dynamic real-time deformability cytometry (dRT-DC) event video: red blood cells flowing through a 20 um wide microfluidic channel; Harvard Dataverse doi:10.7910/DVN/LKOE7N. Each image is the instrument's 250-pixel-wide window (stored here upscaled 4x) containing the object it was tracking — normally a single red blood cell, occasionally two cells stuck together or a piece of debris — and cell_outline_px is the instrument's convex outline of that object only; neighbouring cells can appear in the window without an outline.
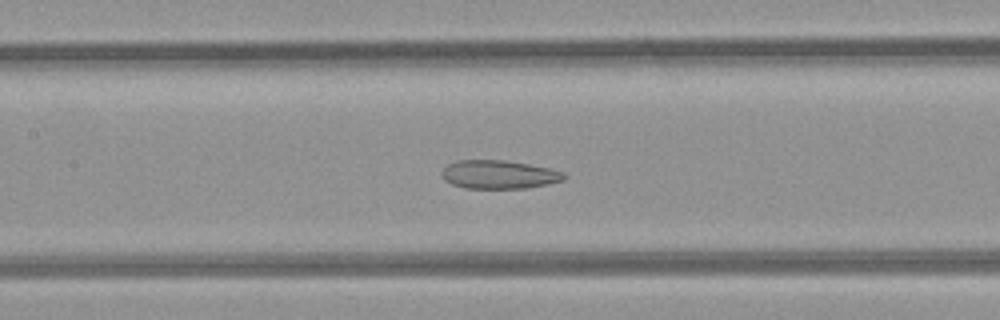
{"species": "common noctule bat (a hibernating species)", "species_latin": "Nyctalus noctula", "temperature_condition": "room temperature", "stored_images_in_passage": 43, "camera_frame_rate_fps": 3000, "um_per_image_px": 0.085, "animal": {"sex": "female", "body_mass_g": 21.9}, "frame": {"image": 1, "passage_image": 17, "time_ms": 5.333, "image_size_px": [1000, 320], "cell_outline_px": [[568, 176], [564, 180], [548, 184], [528, 188], [464, 188], [452, 184], [444, 180], [440, 176], [440, 172], [448, 164], [456, 160], [504, 160], [528, 164], [548, 168], [564, 172]], "centroid_in_image_um": [42.39, 14.83], "position_along_channel_um": 165.0, "area_um2": 20.46}}
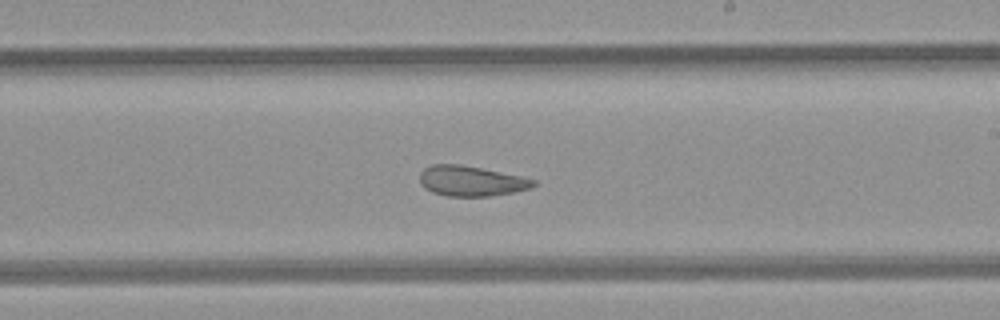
{"frame": {"image": 2, "passage_image": 23, "time_ms": 7.333, "image_size_px": [1000, 320], "cell_outline_px": [[536, 184], [532, 188], [512, 192], [488, 196], [448, 196], [432, 192], [424, 188], [420, 184], [420, 172], [424, 168], [432, 164], [460, 164], [520, 176], [536, 180]], "centroid_in_image_um": [40.01, 15.38], "position_along_channel_um": 249.0, "area_um2": 19.94}}
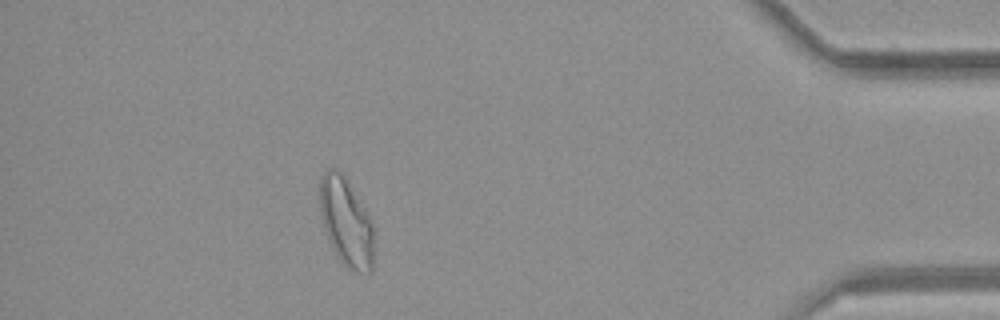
{"frame": {"image": 3, "passage_image": 38, "time_ms": 12.333, "image_size_px": [1000, 320], "cell_outline_px": [[372, 272], [356, 272], [348, 268], [336, 256], [328, 240], [324, 228], [320, 208], [320, 176], [328, 168], [336, 168], [340, 172], [368, 216], [372, 224]], "centroid_in_image_um": [29.38, 18.91], "position_along_channel_um": 405.8, "area_um2": 26.99}, "authors_computed_cell_mechanics": {"area_um2": 24.276, "velocity_mm_per_s": 4.2234, "shape_relaxation_time_tau1_ms": null, "shape_relaxation_time_tau2_ms": 2.1102, "deformation_change_tau1": null, "deformation_change_tau2": 0.0962}}